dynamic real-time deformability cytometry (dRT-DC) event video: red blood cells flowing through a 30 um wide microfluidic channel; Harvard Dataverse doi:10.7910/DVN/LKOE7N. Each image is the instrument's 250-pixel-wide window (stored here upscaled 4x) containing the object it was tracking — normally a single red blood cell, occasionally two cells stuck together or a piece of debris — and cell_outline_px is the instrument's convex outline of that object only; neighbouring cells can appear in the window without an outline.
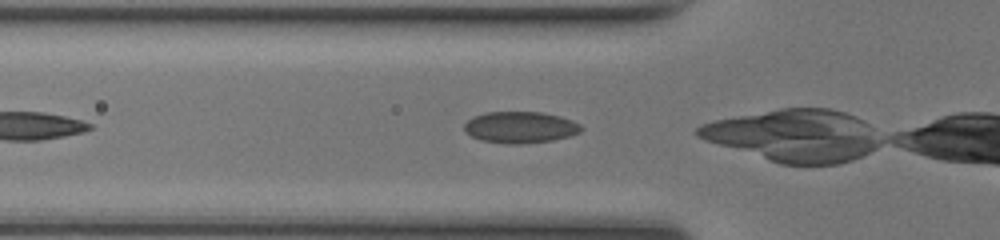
{"species": "common noctule bat (a hibernating species)", "species_latin": "Nyctalus noctula", "temperature_condition": "room temperature", "stored_images_in_passage": 8, "camera_frame_rate_fps": 3000, "um_per_image_px": 0.085, "animal": {"sex": "female", "body_mass_g": 17.0, "forearm_length_mm": 48.0}, "frame": {"image": 1, "passage_image": 5, "time_ms": 1.333, "image_size_px": [1000, 240], "cell_outline_px": [[584, 128], [580, 132], [568, 136], [552, 140], [516, 144], [508, 144], [480, 140], [464, 132], [464, 124], [472, 116], [488, 112], [540, 112], [560, 116], [572, 120], [580, 124]], "centroid_in_image_um": [44.2, 10.81], "position_along_channel_um": 81.6, "area_um2": 21.44}}